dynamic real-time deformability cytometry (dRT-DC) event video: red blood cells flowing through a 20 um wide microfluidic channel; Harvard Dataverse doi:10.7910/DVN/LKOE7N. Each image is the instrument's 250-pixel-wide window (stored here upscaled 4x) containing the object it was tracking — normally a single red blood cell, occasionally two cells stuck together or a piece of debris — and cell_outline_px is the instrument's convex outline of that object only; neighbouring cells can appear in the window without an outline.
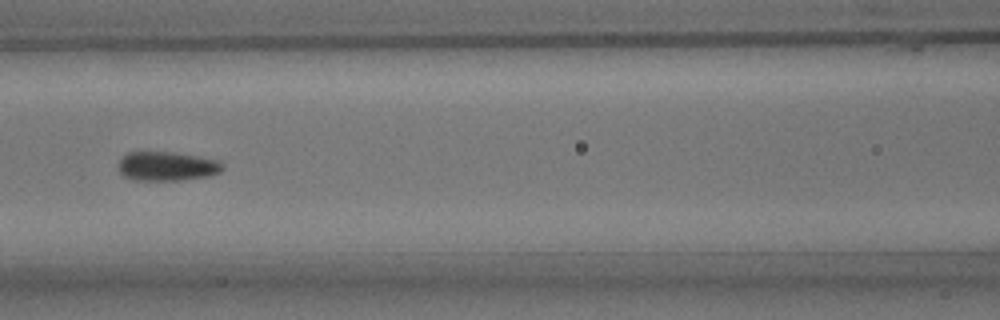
{"species": "common noctule bat (a hibernating species)", "species_latin": "Nyctalus noctula", "temperature_condition": "room temperature", "stored_images_in_passage": 7, "camera_frame_rate_fps": 3000, "um_per_image_px": 0.085, "animal": {"sex": "male", "body_mass_g": 15.6}, "frame": {"image": 1, "passage_image": 7, "time_ms": 2.0, "image_size_px": [1000, 320], "cell_outline_px": [[224, 168], [220, 172], [208, 176], [180, 180], [132, 180], [124, 176], [120, 172], [120, 160], [128, 152], [172, 152], [196, 156], [216, 160], [224, 164]], "centroid_in_image_um": [14.2, 14.13], "position_along_channel_um": 152.4, "area_um2": 17.51}}